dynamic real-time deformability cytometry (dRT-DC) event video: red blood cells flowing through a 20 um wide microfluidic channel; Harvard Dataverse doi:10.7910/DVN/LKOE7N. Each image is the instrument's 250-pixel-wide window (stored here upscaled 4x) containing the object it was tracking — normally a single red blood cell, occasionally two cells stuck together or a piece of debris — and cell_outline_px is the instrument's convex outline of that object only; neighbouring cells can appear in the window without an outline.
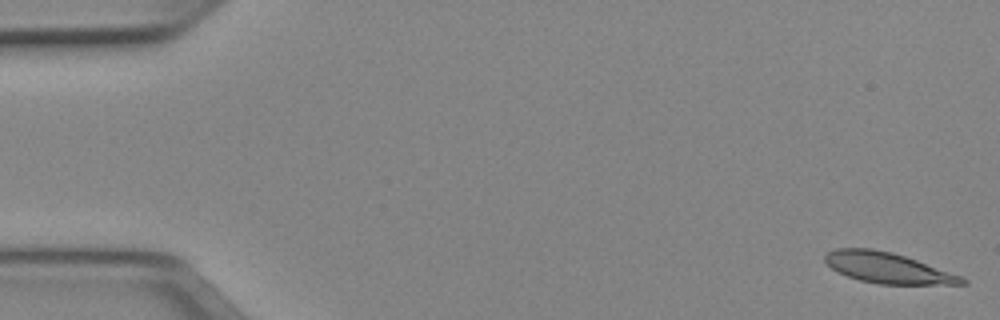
{"species": "Egyptian fruit bat (a non-hibernating species)", "species_latin": "Rousettus aegyptiacus", "temperature_condition": "cold", "stored_images_in_passage": 51, "camera_frame_rate_fps": 3000, "um_per_image_px": 0.085, "animal": {"sex": "female"}, "frame": {"image": 1, "passage_image": 1, "time_ms": 0.0, "image_size_px": [1000, 320], "cell_outline_px": [[968, 284], [880, 284], [860, 280], [836, 272], [824, 260], [824, 256], [828, 252], [836, 248], [872, 248], [892, 252], [916, 260], [960, 276], [968, 280]], "centroid_in_image_um": [75.41, 22.76], "position_along_channel_um": 9.6, "area_um2": 24.16}}
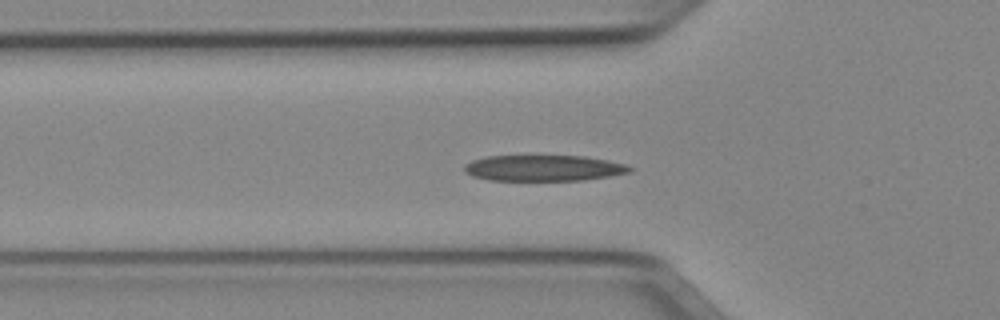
{"frame": {"image": 2, "passage_image": 17, "time_ms": 5.333, "image_size_px": [1000, 320], "cell_outline_px": [[636, 168], [632, 172], [608, 176], [580, 180], [488, 180], [472, 176], [464, 172], [464, 164], [472, 160], [484, 156], [584, 156], [608, 160], [628, 164]], "centroid_in_image_um": [46.22, 14.28], "position_along_channel_um": 79.6, "area_um2": 25.2}}
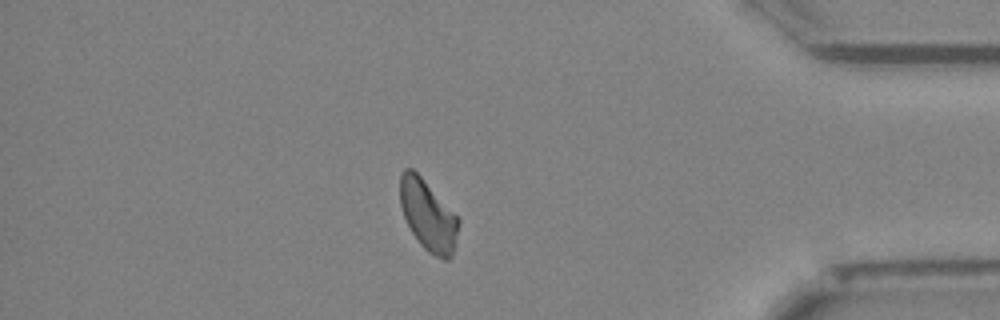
{"frame": {"image": 3, "passage_image": 44, "time_ms": 14.333, "image_size_px": [1000, 320], "cell_outline_px": [[460, 220], [452, 256], [448, 260], [444, 260], [428, 252], [420, 244], [412, 232], [404, 216], [400, 204], [400, 172], [404, 168], [412, 168], [420, 176]], "centroid_in_image_um": [36.36, 18.31], "position_along_channel_um": 398.8, "area_um2": 23.64}, "authors_computed_cell_mechanics": {"area_um2": 24.9696, "velocity_mm_per_s": 3.9291, "shape_relaxation_time_tau1_ms": 3.7475, "shape_relaxation_time_tau2_ms": 10.1143, "deformation_change_tau1": 0.1389, "deformation_change_tau2": 0.201}}